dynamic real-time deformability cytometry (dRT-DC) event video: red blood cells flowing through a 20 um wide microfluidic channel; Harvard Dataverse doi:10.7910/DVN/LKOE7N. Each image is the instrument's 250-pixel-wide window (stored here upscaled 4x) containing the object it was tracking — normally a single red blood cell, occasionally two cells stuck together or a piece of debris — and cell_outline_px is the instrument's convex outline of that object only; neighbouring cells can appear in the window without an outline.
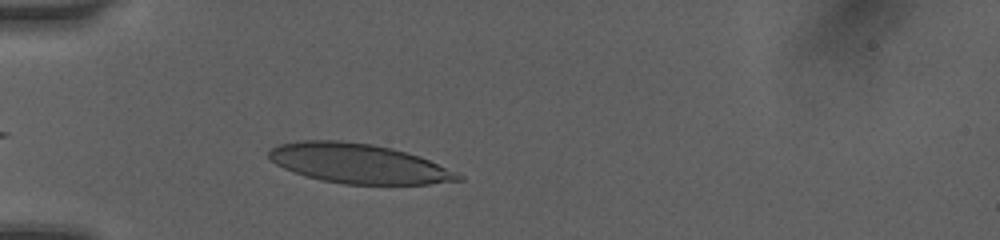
{"species": "human", "species_latin": "Homo sapiens", "temperature_condition": "room temperature", "stored_images_in_passage": 3, "camera_frame_rate_fps": 3000, "um_per_image_px": 0.085, "donor": {"sex": "female"}, "frame": {"image": 1, "passage_image": 3, "time_ms": 2.333, "image_size_px": [1000, 240], "cell_outline_px": [[464, 180], [428, 184], [344, 184], [320, 180], [304, 176], [284, 168], [276, 164], [268, 156], [268, 152], [272, 148], [280, 144], [300, 140], [340, 140], [372, 144], [392, 148], [420, 156], [460, 172], [464, 176]], "centroid_in_image_um": [30.53, 13.9], "position_along_channel_um": 54.5, "area_um2": 43.99}}